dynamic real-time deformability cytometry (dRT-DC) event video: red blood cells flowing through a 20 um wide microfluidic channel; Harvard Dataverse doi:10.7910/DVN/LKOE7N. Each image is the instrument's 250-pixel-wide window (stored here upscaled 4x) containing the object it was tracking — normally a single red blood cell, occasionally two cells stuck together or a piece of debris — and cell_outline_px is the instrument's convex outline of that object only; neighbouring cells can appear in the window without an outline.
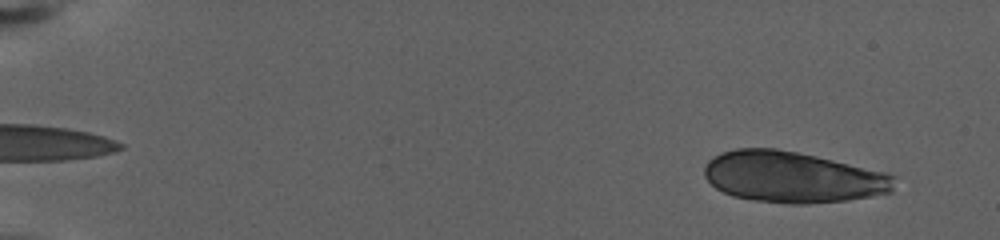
{"species": "human", "species_latin": "Homo sapiens", "temperature_condition": "warm", "stored_images_in_passage": 25, "camera_frame_rate_fps": 3000, "um_per_image_px": 0.085, "donor": {"sex": "female"}, "frame": {"image": 1, "passage_image": 5, "time_ms": 1.333, "image_size_px": [1000, 240], "cell_outline_px": [[896, 176], [892, 192], [872, 196], [848, 200], [808, 204], [788, 204], [752, 200], [732, 196], [716, 188], [704, 176], [704, 168], [708, 160], [720, 152], [736, 148], [776, 148], [816, 156], [884, 172]], "centroid_in_image_um": [67.35, 15.06], "position_along_channel_um": 17.6, "area_um2": 56.7}}